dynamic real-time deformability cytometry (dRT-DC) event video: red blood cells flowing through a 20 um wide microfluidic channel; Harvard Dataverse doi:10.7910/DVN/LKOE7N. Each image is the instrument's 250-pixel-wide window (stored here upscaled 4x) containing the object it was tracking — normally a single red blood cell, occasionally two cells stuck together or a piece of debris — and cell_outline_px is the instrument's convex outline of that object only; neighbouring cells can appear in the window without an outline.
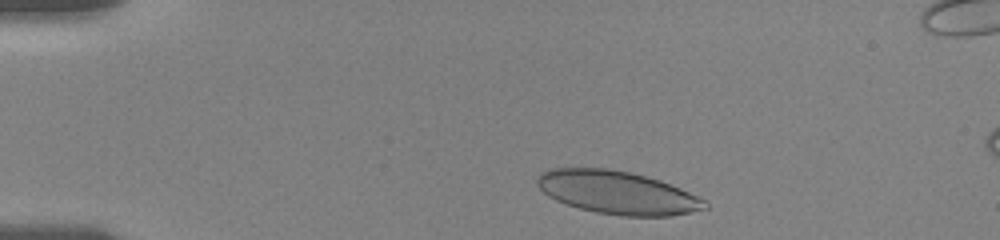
{"species": "human", "species_latin": "Homo sapiens", "temperature_condition": "room temperature", "stored_images_in_passage": 40, "camera_frame_rate_fps": 3000, "um_per_image_px": 0.085, "donor": {"sex": "female"}, "frame": {"image": 1, "passage_image": 3, "time_ms": 0.667, "image_size_px": [1000, 240], "cell_outline_px": [[708, 208], [672, 216], [620, 216], [596, 212], [580, 208], [556, 200], [548, 196], [536, 184], [536, 176], [540, 172], [548, 168], [608, 168], [632, 172], [660, 180], [680, 188], [704, 200], [708, 204]], "centroid_in_image_um": [52.44, 16.35], "position_along_channel_um": 32.6, "area_um2": 42.14}}
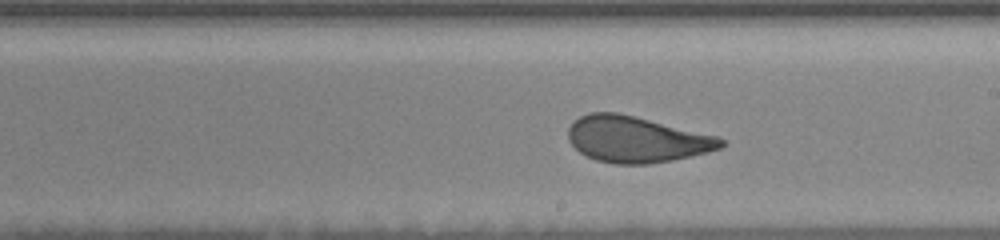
{"frame": {"image": 2, "passage_image": 25, "time_ms": 8.0, "image_size_px": [1000, 240], "cell_outline_px": [[724, 144], [720, 148], [708, 152], [692, 156], [672, 160], [648, 164], [616, 164], [596, 160], [580, 152], [568, 140], [568, 128], [580, 116], [588, 112], [616, 112], [720, 136], [724, 140]], "centroid_in_image_um": [54.11, 11.84], "position_along_channel_um": 234.9, "area_um2": 40.98}}
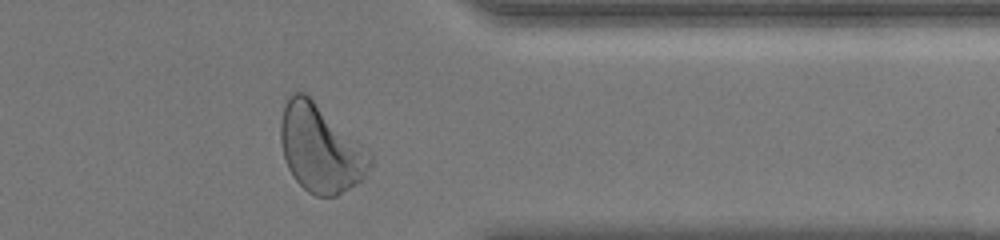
{"frame": {"image": 3, "passage_image": 38, "time_ms": 12.333, "image_size_px": [1000, 240], "cell_outline_px": [[372, 164], [364, 176], [356, 184], [336, 196], [316, 196], [308, 192], [296, 180], [288, 168], [284, 160], [280, 140], [280, 120], [288, 96], [292, 92], [304, 92], [360, 144], [372, 156]], "centroid_in_image_um": [27.19, 12.64], "position_along_channel_um": 384.2, "area_um2": 44.8}, "authors_computed_cell_mechanics": {"area_um2": 41.9917, "velocity_mm_per_s": 3.5892, "shape_relaxation_time_tau1_ms": 3.935, "shape_relaxation_time_tau2_ms": 0.8557, "deformation_change_tau1": 0.1506, "deformation_change_tau2": 0.0864}}